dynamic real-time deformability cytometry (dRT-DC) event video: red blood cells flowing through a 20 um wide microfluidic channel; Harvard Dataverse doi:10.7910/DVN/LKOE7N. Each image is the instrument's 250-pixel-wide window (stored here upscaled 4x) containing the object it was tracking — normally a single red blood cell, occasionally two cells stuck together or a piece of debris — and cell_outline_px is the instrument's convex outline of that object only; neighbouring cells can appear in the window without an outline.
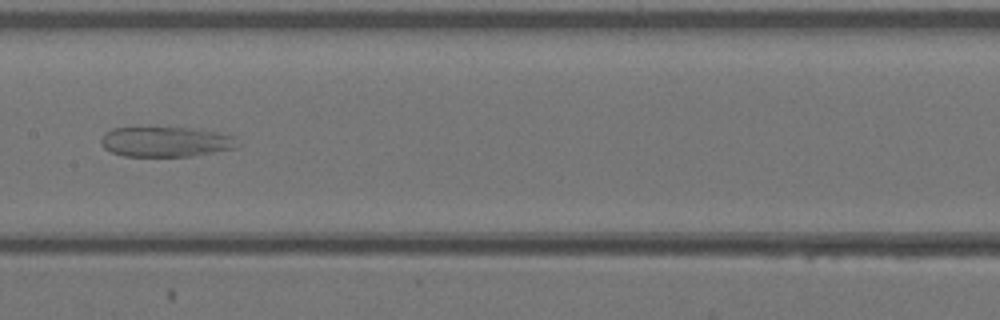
{"species": "Egyptian fruit bat (a non-hibernating species)", "species_latin": "Rousettus aegyptiacus", "temperature_condition": "warm", "stored_images_in_passage": 36, "camera_frame_rate_fps": 3000, "um_per_image_px": 0.085, "animal": {"sex": "female"}, "frame": {"image": 1, "passage_image": 19, "time_ms": 6.0, "image_size_px": [1000, 320], "cell_outline_px": [[236, 148], [192, 156], [124, 156], [112, 152], [104, 148], [100, 144], [100, 140], [104, 132], [112, 128], [188, 128], [216, 132], [236, 136]], "centroid_in_image_um": [14.05, 12.05], "position_along_channel_um": 193.3, "area_um2": 23.81}}
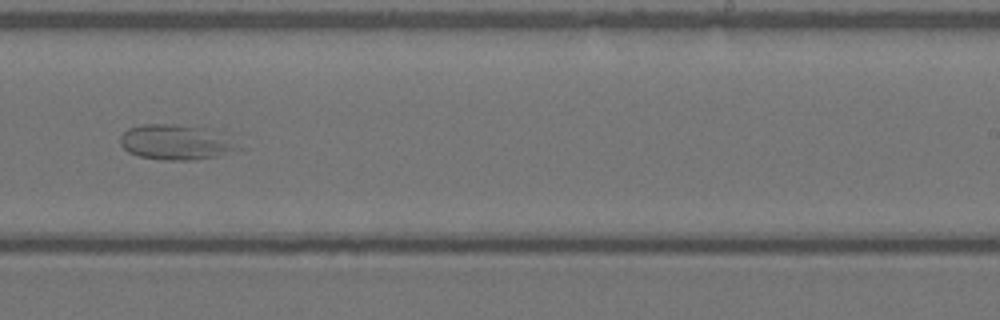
{"frame": {"image": 2, "passage_image": 24, "time_ms": 7.667, "image_size_px": [1000, 320], "cell_outline_px": [[248, 148], [216, 156], [192, 160], [164, 160], [140, 156], [128, 152], [120, 144], [120, 136], [128, 128], [140, 124], [176, 124], [216, 128]], "centroid_in_image_um": [15.09, 12.06], "position_along_channel_um": 273.9, "area_um2": 25.09}}
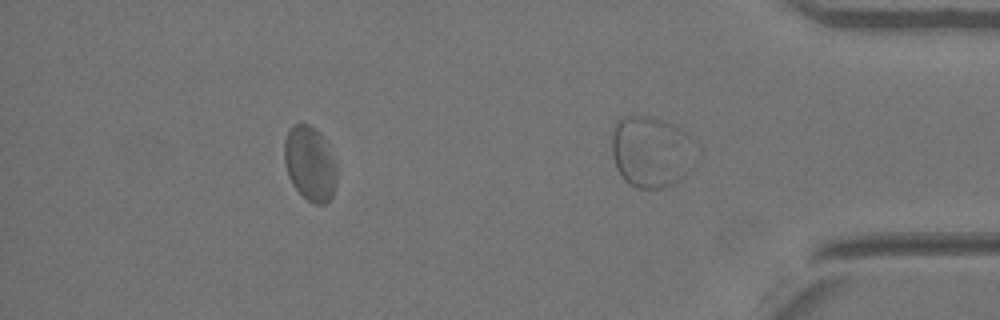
{"frame": {"image": 3, "passage_image": 31, "time_ms": 10.0, "image_size_px": [1000, 320], "cell_outline_px": [[336, 184], [332, 196], [324, 204], [312, 204], [296, 188], [288, 172], [284, 160], [284, 140], [288, 128], [292, 124], [308, 124], [316, 128], [320, 132], [336, 164]], "centroid_in_image_um": [26.34, 13.87], "position_along_channel_um": 408.9, "area_um2": 22.6}}